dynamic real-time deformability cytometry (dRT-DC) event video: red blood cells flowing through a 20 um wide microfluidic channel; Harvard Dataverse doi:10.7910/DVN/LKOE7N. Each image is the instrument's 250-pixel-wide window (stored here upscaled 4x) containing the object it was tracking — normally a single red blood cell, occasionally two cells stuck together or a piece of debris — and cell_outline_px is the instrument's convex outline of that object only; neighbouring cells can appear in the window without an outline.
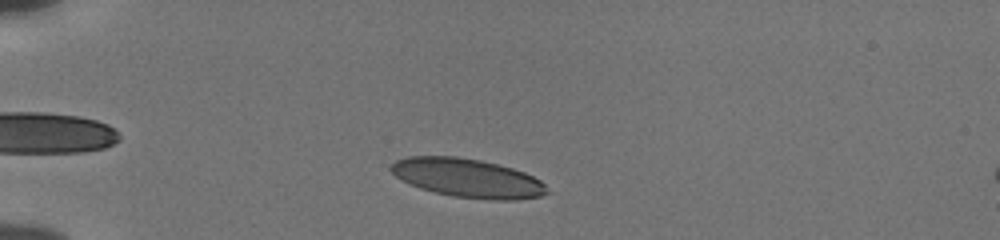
{"species": "human", "species_latin": "Homo sapiens", "temperature_condition": "cold", "stored_images_in_passage": 24, "camera_frame_rate_fps": 3000, "um_per_image_px": 0.085, "donor": {"sex": "male"}, "frame": {"image": 1, "passage_image": 5, "time_ms": 1.333, "image_size_px": [1000, 240], "cell_outline_px": [[552, 192], [540, 196], [516, 200], [492, 200], [452, 196], [420, 188], [408, 184], [400, 180], [388, 168], [396, 160], [408, 156], [456, 156], [480, 160], [512, 168], [524, 172], [540, 180]], "centroid_in_image_um": [39.74, 15.13], "position_along_channel_um": 45.3, "area_um2": 35.37}}
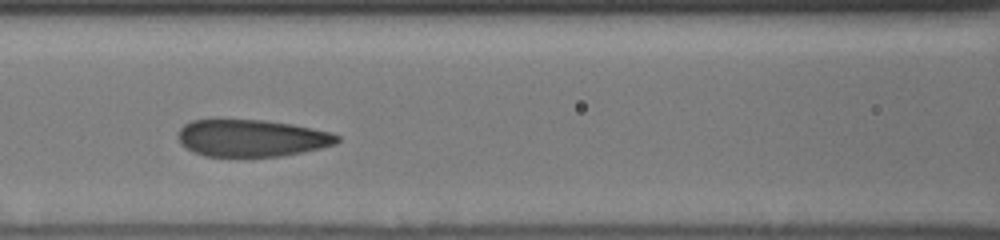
{"frame": {"image": 2, "passage_image": 16, "time_ms": 5.0, "image_size_px": [1000, 240], "cell_outline_px": [[340, 140], [336, 144], [320, 148], [280, 156], [204, 156], [180, 144], [176, 136], [180, 128], [184, 124], [192, 120], [264, 120], [292, 124], [332, 132], [340, 136]], "centroid_in_image_um": [21.39, 11.73], "position_along_channel_um": 145.2, "area_um2": 34.28}}
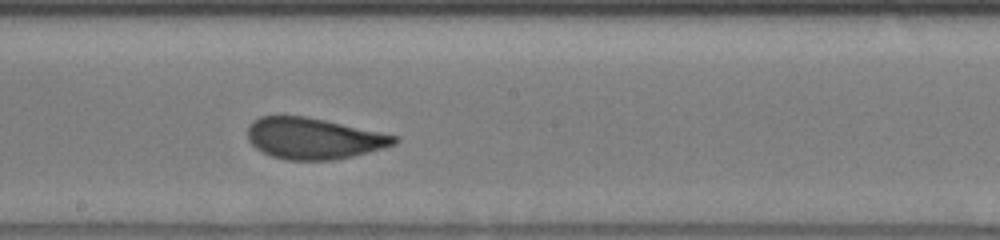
{"frame": {"image": 3, "passage_image": 22, "time_ms": 7.0, "image_size_px": [1000, 240], "cell_outline_px": [[400, 140], [396, 144], [384, 148], [352, 156], [332, 160], [284, 160], [272, 156], [256, 148], [248, 140], [248, 124], [252, 120], [260, 116], [308, 116], [400, 136]], "centroid_in_image_um": [26.68, 11.76], "position_along_channel_um": 221.5, "area_um2": 35.49}}